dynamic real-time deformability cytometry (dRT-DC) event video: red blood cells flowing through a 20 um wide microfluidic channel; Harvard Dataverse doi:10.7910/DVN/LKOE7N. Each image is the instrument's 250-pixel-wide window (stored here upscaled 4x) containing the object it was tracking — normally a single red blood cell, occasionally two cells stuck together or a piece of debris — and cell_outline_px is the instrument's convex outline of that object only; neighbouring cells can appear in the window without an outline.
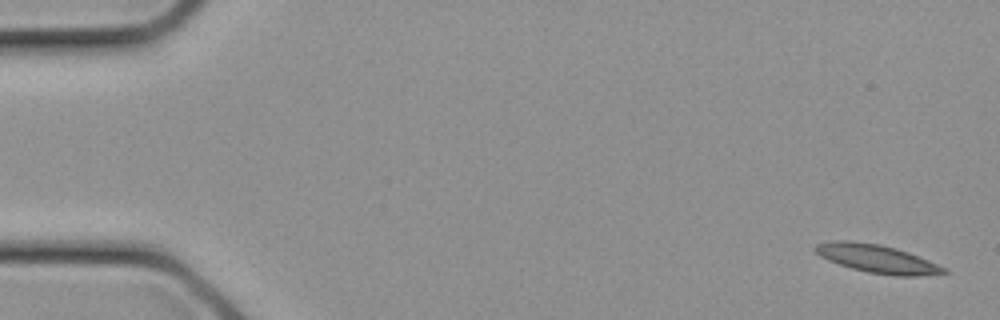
{"species": "common noctule bat (a hibernating species)", "species_latin": "Nyctalus noctula", "temperature_condition": "cold", "stored_images_in_passage": 5, "camera_frame_rate_fps": 3000, "um_per_image_px": 0.085, "animal": {"sex": "female", "body_mass_g": 21.9}, "frame": {"image": 1, "passage_image": 1, "time_ms": 0.0, "image_size_px": [1000, 320], "cell_outline_px": [[952, 272], [920, 276], [896, 276], [868, 272], [852, 268], [828, 260], [820, 256], [812, 248], [816, 244], [832, 240], [848, 240], [880, 244], [896, 248], [908, 252], [948, 268]], "centroid_in_image_um": [74.58, 21.99], "position_along_channel_um": 10.4, "area_um2": 21.27}}